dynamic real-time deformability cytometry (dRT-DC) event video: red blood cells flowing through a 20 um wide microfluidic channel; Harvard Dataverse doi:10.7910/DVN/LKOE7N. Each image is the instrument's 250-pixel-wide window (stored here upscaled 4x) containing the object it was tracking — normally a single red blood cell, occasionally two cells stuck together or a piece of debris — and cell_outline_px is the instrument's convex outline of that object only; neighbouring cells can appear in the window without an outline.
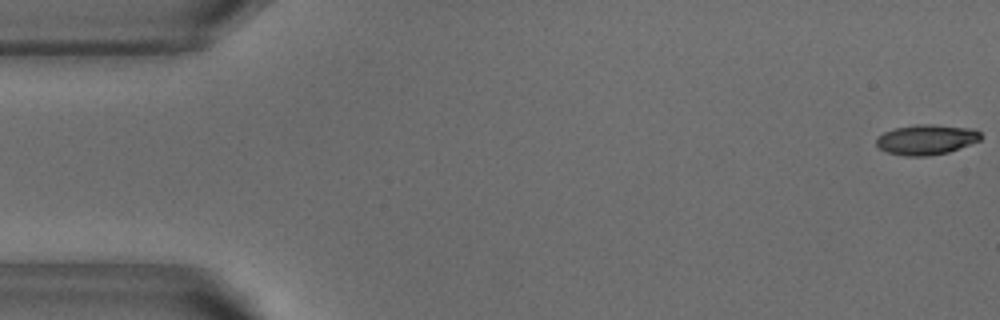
{"species": "common noctule bat (a hibernating species)", "species_latin": "Nyctalus noctula", "temperature_condition": "warm", "stored_images_in_passage": 52, "camera_frame_rate_fps": 3000, "um_per_image_px": 0.085, "animal": {"sex": "male", "body_mass_g": 18.8}, "frame": {"image": 1, "passage_image": 1, "time_ms": 0.0, "image_size_px": [1000, 320], "cell_outline_px": [[980, 140], [948, 152], [928, 156], [904, 156], [888, 152], [880, 148], [876, 144], [876, 140], [884, 132], [896, 128], [916, 124], [932, 124], [972, 128], [980, 132]], "centroid_in_image_um": [78.74, 11.86], "position_along_channel_um": 6.3, "area_um2": 18.15}}
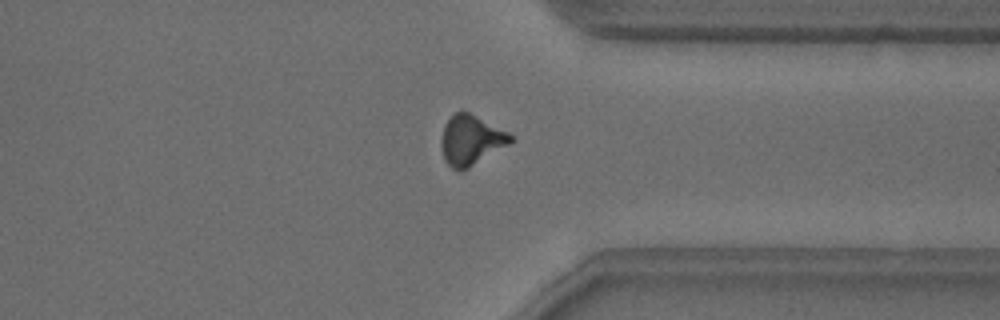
{"frame": {"image": 2, "passage_image": 40, "time_ms": 13.0, "image_size_px": [1000, 320], "cell_outline_px": [[516, 140], [468, 168], [460, 172], [452, 168], [444, 160], [440, 144], [440, 140], [444, 124], [456, 112], [468, 112], [508, 132]], "centroid_in_image_um": [40.01, 11.93], "position_along_channel_um": 371.4, "area_um2": 20.06}}
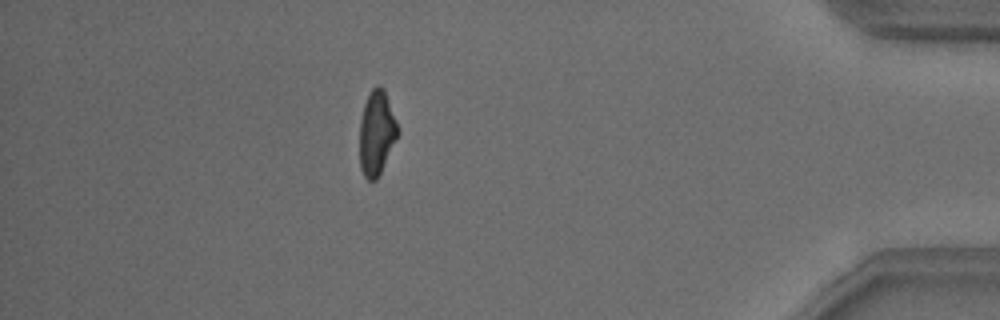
{"frame": {"image": 3, "passage_image": 46, "time_ms": 15.0, "image_size_px": [1000, 320], "cell_outline_px": [[400, 132], [376, 180], [368, 180], [364, 176], [360, 168], [360, 120], [364, 104], [372, 88], [376, 84], [380, 84], [384, 88], [396, 120]], "centroid_in_image_um": [32.01, 11.27], "position_along_channel_um": 403.2, "area_um2": 18.73}, "authors_computed_cell_mechanics": {"area_um2": 19.2763, "velocity_mm_per_s": 3.8509, "shape_relaxation_time_tau1_ms": 5.1281, "shape_relaxation_time_tau2_ms": 3.5783, "deformation_change_tau1": 0.1687, "deformation_change_tau2": 0.1224}}